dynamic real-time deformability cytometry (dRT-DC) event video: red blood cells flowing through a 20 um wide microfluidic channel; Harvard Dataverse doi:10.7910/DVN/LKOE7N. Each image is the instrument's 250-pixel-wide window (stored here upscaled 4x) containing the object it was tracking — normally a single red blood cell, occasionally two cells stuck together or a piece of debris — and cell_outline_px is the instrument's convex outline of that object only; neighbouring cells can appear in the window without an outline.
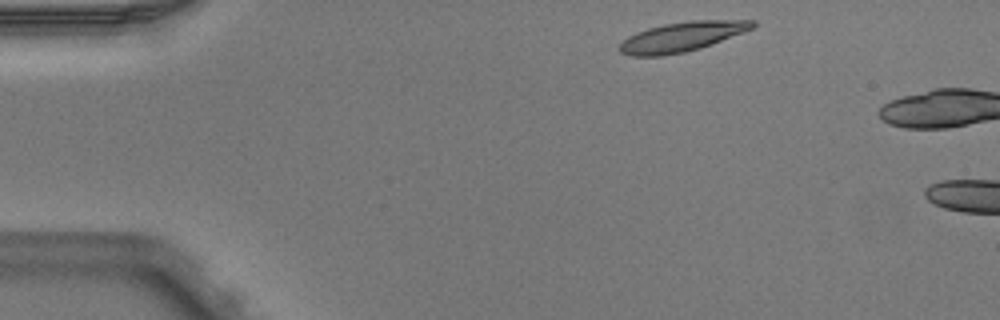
{"species": "Egyptian fruit bat (a non-hibernating species)", "species_latin": "Rousettus aegyptiacus", "temperature_condition": "warm", "stored_images_in_passage": 2, "camera_frame_rate_fps": 3000, "um_per_image_px": 0.085, "animal": {"sex": "male"}, "frame": {"image": 1, "passage_image": 1, "time_ms": 0.0, "image_size_px": [1000, 320], "cell_outline_px": [[756, 24], [752, 28], [744, 32], [712, 44], [700, 48], [684, 52], [664, 56], [632, 56], [620, 52], [620, 44], [628, 36], [636, 32], [648, 28], [664, 24], [692, 20], [756, 20]], "centroid_in_image_um": [57.97, 3.12], "position_along_channel_um": 27.0, "area_um2": 22.89}}